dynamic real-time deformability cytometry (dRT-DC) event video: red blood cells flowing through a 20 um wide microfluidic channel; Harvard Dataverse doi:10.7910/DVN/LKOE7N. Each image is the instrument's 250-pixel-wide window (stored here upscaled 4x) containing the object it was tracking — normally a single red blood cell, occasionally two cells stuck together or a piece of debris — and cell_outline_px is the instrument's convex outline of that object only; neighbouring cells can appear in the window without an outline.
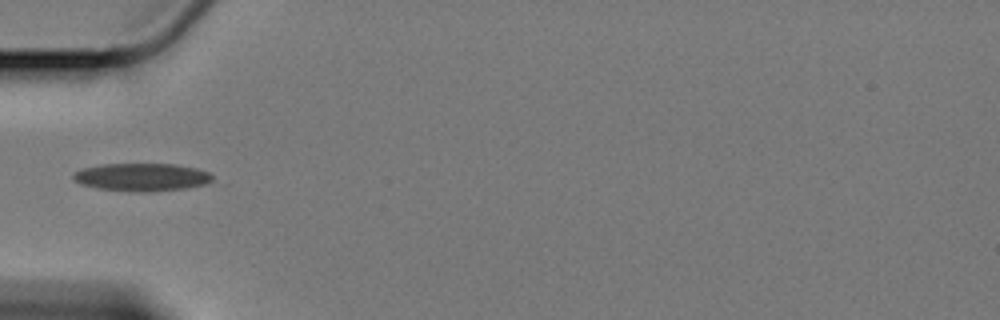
{"species": "Egyptian fruit bat (a non-hibernating species)", "species_latin": "Rousettus aegyptiacus", "temperature_condition": "cold", "stored_images_in_passage": 27, "camera_frame_rate_fps": 3000, "um_per_image_px": 0.085, "animal": {"sex": "female"}, "frame": {"image": 1, "passage_image": 1, "time_ms": 0.0, "image_size_px": [1000, 320], "cell_outline_px": [[212, 180], [204, 184], [180, 188], [148, 192], [96, 188], [80, 184], [72, 176], [76, 172], [84, 168], [104, 164], [172, 164], [196, 168], [208, 172], [212, 176]], "centroid_in_image_um": [12.03, 15.04], "position_along_channel_um": 73.0, "area_um2": 22.02}}
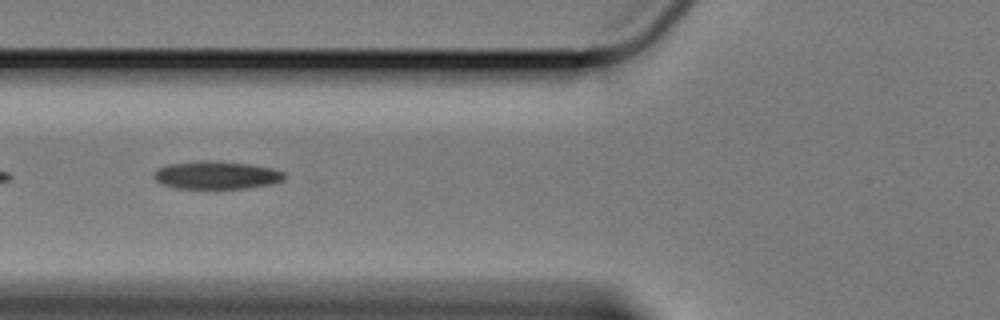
{"frame": {"image": 2, "passage_image": 4, "time_ms": 1.0, "image_size_px": [1000, 320], "cell_outline_px": [[284, 180], [272, 184], [244, 188], [176, 188], [164, 184], [156, 180], [152, 176], [152, 172], [156, 168], [168, 164], [200, 160], [204, 160], [248, 164], [272, 168], [284, 172]], "centroid_in_image_um": [18.36, 14.88], "position_along_channel_um": 107.4, "area_um2": 21.15}, "authors_computed_cell_mechanics": {"area_um2": 17.629, "velocity_mm_per_s": 3.3881, "shape_relaxation_time_tau1_ms": 10.2766, "shape_relaxation_time_tau2_ms": null, "deformation_change_tau1": null, "deformation_change_tau2": null}}